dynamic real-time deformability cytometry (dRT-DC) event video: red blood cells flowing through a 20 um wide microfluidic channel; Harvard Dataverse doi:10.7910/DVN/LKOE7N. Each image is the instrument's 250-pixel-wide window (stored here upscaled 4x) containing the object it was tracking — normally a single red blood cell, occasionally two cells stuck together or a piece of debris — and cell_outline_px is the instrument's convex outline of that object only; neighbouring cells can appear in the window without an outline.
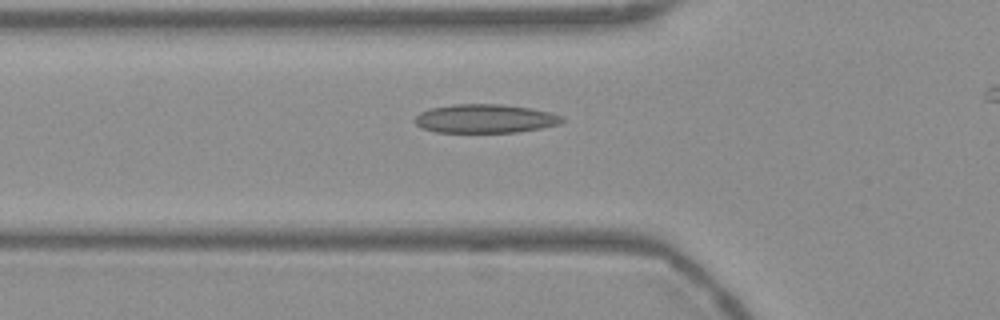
{"species": "Egyptian fruit bat (a non-hibernating species)", "species_latin": "Rousettus aegyptiacus", "temperature_condition": "warm", "stored_images_in_passage": 43, "camera_frame_rate_fps": 3000, "um_per_image_px": 0.085, "frame": {"image": 1, "passage_image": 14, "time_ms": 4.333, "image_size_px": [1000, 320], "cell_outline_px": [[564, 120], [560, 124], [520, 132], [436, 132], [424, 128], [416, 124], [412, 120], [420, 112], [432, 108], [452, 104], [504, 104], [532, 108], [564, 116]], "centroid_in_image_um": [41.25, 10.08], "position_along_channel_um": 84.5, "area_um2": 24.74}}
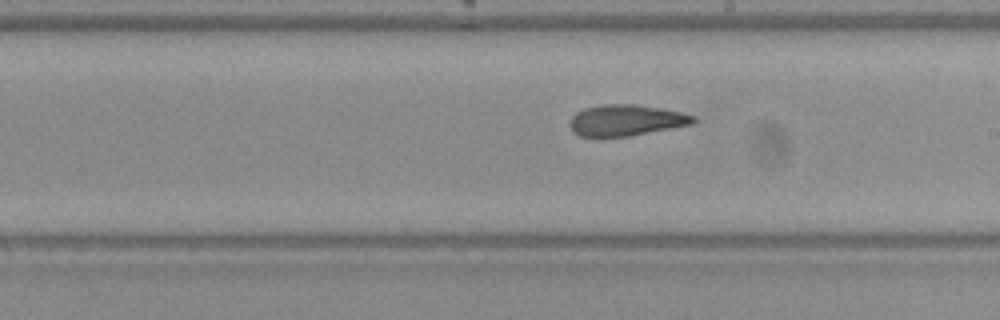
{"frame": {"image": 2, "passage_image": 26, "time_ms": 8.333, "image_size_px": [1000, 320], "cell_outline_px": [[696, 124], [628, 136], [580, 136], [572, 132], [568, 124], [568, 120], [576, 112], [584, 108], [600, 104], [632, 104], [660, 108], [680, 112], [696, 116]], "centroid_in_image_um": [53.2, 10.22], "position_along_channel_um": 235.8, "area_um2": 22.6}}
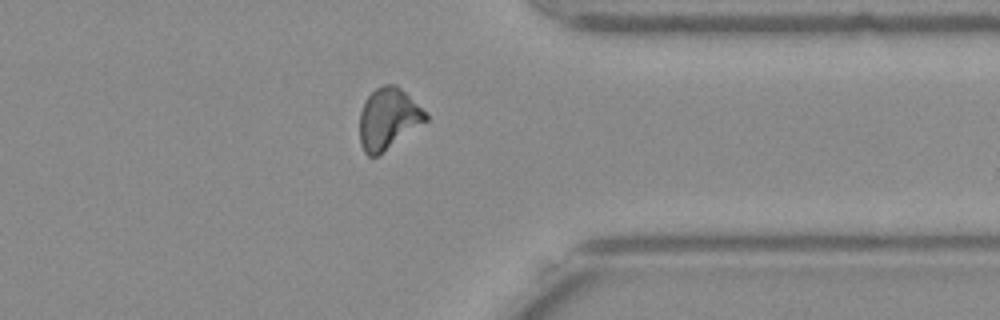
{"frame": {"image": 3, "passage_image": 38, "time_ms": 12.333, "image_size_px": [1000, 320], "cell_outline_px": [[428, 120], [380, 156], [368, 156], [364, 152], [360, 144], [360, 112], [364, 100], [376, 88], [384, 84], [396, 84], [428, 112]], "centroid_in_image_um": [33.01, 10.11], "position_along_channel_um": 378.4, "area_um2": 23.99}, "authors_computed_cell_mechanics": {"area_um2": 23.409, "velocity_mm_per_s": 3.7538, "shape_relaxation_time_tau1_ms": null, "shape_relaxation_time_tau2_ms": 2.8786, "deformation_change_tau1": null, "deformation_change_tau2": 0.0968}}